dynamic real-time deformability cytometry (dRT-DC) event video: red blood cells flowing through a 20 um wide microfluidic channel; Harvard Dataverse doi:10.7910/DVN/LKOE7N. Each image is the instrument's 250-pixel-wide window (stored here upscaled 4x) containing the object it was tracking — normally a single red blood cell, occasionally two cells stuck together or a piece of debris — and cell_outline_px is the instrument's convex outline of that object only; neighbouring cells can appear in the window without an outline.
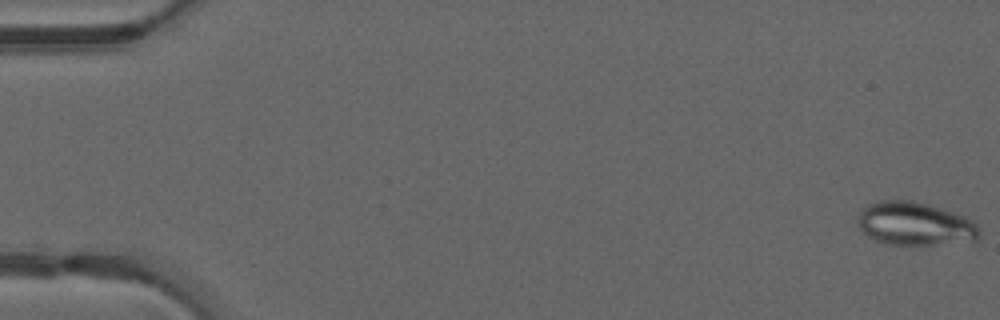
{"species": "common noctule bat (a hibernating species)", "species_latin": "Nyctalus noctula", "temperature_condition": "warm", "stored_images_in_passage": 49, "camera_frame_rate_fps": 3000, "um_per_image_px": 0.085, "animal": {"sex": "male", "forearm_length_mm": 52.5}, "frame": {"image": 1, "passage_image": 1, "time_ms": 0.0, "image_size_px": [1000, 320], "cell_outline_px": [[980, 236], [976, 240], [932, 244], [884, 244], [860, 232], [860, 208], [868, 204], [880, 200], [912, 200], [928, 204], [964, 216], [976, 224], [980, 232]], "centroid_in_image_um": [77.73, 19.01], "position_along_channel_um": 7.3, "area_um2": 30.4}}
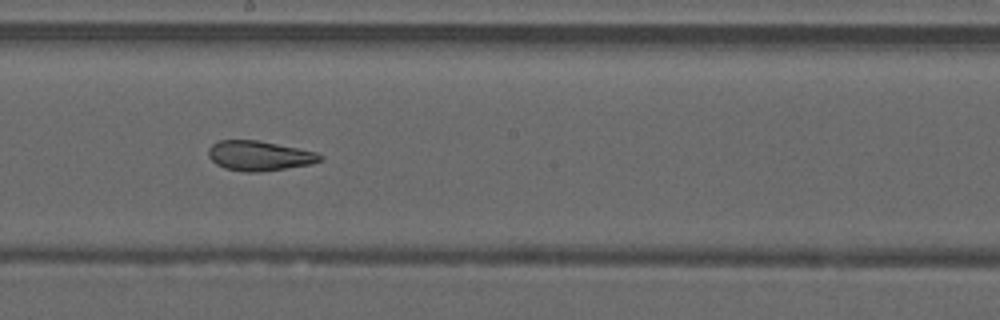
{"frame": {"image": 2, "passage_image": 28, "time_ms": 9.0, "image_size_px": [1000, 320], "cell_outline_px": [[324, 156], [320, 160], [312, 164], [260, 172], [244, 172], [224, 168], [216, 164], [208, 156], [208, 148], [212, 144], [220, 140], [260, 140], [316, 152]], "centroid_in_image_um": [22.02, 13.24], "position_along_channel_um": 226.2, "area_um2": 19.48}}
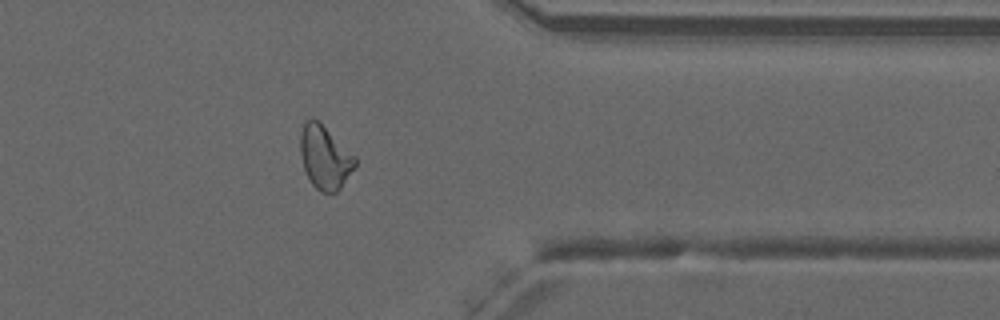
{"frame": {"image": 3, "passage_image": 40, "time_ms": 13.0, "image_size_px": [1000, 320], "cell_outline_px": [[356, 164], [340, 188], [336, 192], [320, 192], [312, 184], [304, 168], [300, 152], [300, 132], [304, 124], [312, 116], [356, 156]], "centroid_in_image_um": [27.6, 13.37], "position_along_channel_um": 383.8, "area_um2": 19.83}, "authors_computed_cell_mechanics": {"area_um2": 21.2126, "velocity_mm_per_s": 4.2127, "shape_relaxation_time_tau1_ms": null, "shape_relaxation_time_tau2_ms": 1.732, "deformation_change_tau1": null, "deformation_change_tau2": 0.0869}}